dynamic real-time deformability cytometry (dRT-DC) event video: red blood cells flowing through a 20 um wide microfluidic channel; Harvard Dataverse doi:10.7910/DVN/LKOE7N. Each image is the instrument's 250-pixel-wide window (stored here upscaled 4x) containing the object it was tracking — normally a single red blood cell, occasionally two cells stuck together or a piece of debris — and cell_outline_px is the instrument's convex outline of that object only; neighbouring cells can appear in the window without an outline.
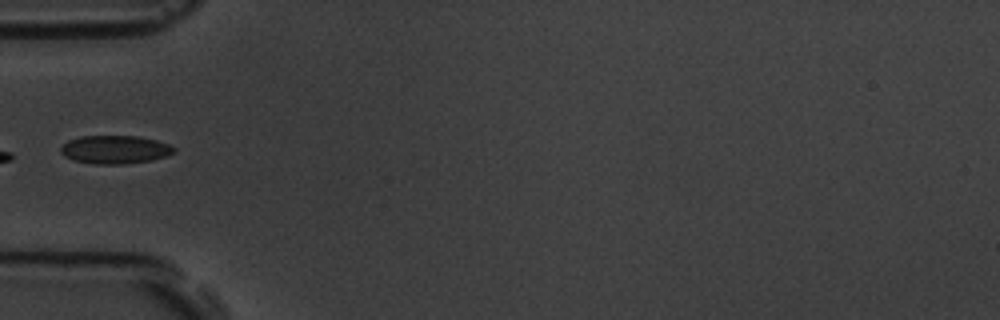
{"species": "common noctule bat (a hibernating species)", "species_latin": "Nyctalus noctula", "temperature_condition": "room temperature", "stored_images_in_passage": 5, "camera_frame_rate_fps": 3000, "um_per_image_px": 0.085, "animal": {"sex": "male", "body_mass_g": 19.5, "forearm_length_mm": 54.6}, "frame": {"image": 1, "passage_image": 5, "time_ms": 5.333, "image_size_px": [1000, 320], "cell_outline_px": [[176, 152], [152, 160], [124, 164], [96, 164], [72, 160], [64, 156], [60, 152], [60, 148], [68, 140], [80, 136], [136, 136], [156, 140], [168, 144], [176, 148]], "centroid_in_image_um": [9.76, 12.71], "position_along_channel_um": 75.2, "area_um2": 18.67}}